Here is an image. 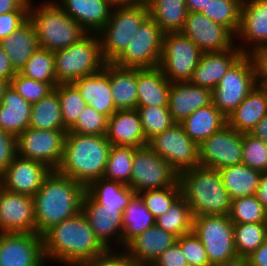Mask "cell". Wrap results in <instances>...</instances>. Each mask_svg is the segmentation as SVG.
<instances>
[{
	"label": "cell",
	"mask_w": 267,
	"mask_h": 266,
	"mask_svg": "<svg viewBox=\"0 0 267 266\" xmlns=\"http://www.w3.org/2000/svg\"><path fill=\"white\" fill-rule=\"evenodd\" d=\"M149 17L147 6L115 5L110 19L98 33L103 59L112 63L127 47Z\"/></svg>",
	"instance_id": "obj_7"
},
{
	"label": "cell",
	"mask_w": 267,
	"mask_h": 266,
	"mask_svg": "<svg viewBox=\"0 0 267 266\" xmlns=\"http://www.w3.org/2000/svg\"><path fill=\"white\" fill-rule=\"evenodd\" d=\"M198 148L201 166L219 170L226 166L242 164L243 133L226 124Z\"/></svg>",
	"instance_id": "obj_15"
},
{
	"label": "cell",
	"mask_w": 267,
	"mask_h": 266,
	"mask_svg": "<svg viewBox=\"0 0 267 266\" xmlns=\"http://www.w3.org/2000/svg\"><path fill=\"white\" fill-rule=\"evenodd\" d=\"M31 0H0V14L15 10H29Z\"/></svg>",
	"instance_id": "obj_57"
},
{
	"label": "cell",
	"mask_w": 267,
	"mask_h": 266,
	"mask_svg": "<svg viewBox=\"0 0 267 266\" xmlns=\"http://www.w3.org/2000/svg\"><path fill=\"white\" fill-rule=\"evenodd\" d=\"M31 110L32 104L9 85L0 104V129L17 137L28 128Z\"/></svg>",
	"instance_id": "obj_31"
},
{
	"label": "cell",
	"mask_w": 267,
	"mask_h": 266,
	"mask_svg": "<svg viewBox=\"0 0 267 266\" xmlns=\"http://www.w3.org/2000/svg\"><path fill=\"white\" fill-rule=\"evenodd\" d=\"M202 53L221 52L232 48L235 35L224 25L214 22L200 12H189L181 31Z\"/></svg>",
	"instance_id": "obj_17"
},
{
	"label": "cell",
	"mask_w": 267,
	"mask_h": 266,
	"mask_svg": "<svg viewBox=\"0 0 267 266\" xmlns=\"http://www.w3.org/2000/svg\"><path fill=\"white\" fill-rule=\"evenodd\" d=\"M258 84L250 54H242L212 90L213 104L227 117Z\"/></svg>",
	"instance_id": "obj_8"
},
{
	"label": "cell",
	"mask_w": 267,
	"mask_h": 266,
	"mask_svg": "<svg viewBox=\"0 0 267 266\" xmlns=\"http://www.w3.org/2000/svg\"><path fill=\"white\" fill-rule=\"evenodd\" d=\"M111 95L117 110L137 108V68L110 63Z\"/></svg>",
	"instance_id": "obj_33"
},
{
	"label": "cell",
	"mask_w": 267,
	"mask_h": 266,
	"mask_svg": "<svg viewBox=\"0 0 267 266\" xmlns=\"http://www.w3.org/2000/svg\"><path fill=\"white\" fill-rule=\"evenodd\" d=\"M250 266H267V239L248 256Z\"/></svg>",
	"instance_id": "obj_59"
},
{
	"label": "cell",
	"mask_w": 267,
	"mask_h": 266,
	"mask_svg": "<svg viewBox=\"0 0 267 266\" xmlns=\"http://www.w3.org/2000/svg\"><path fill=\"white\" fill-rule=\"evenodd\" d=\"M148 8L164 34L181 32L189 13L185 0H151Z\"/></svg>",
	"instance_id": "obj_36"
},
{
	"label": "cell",
	"mask_w": 267,
	"mask_h": 266,
	"mask_svg": "<svg viewBox=\"0 0 267 266\" xmlns=\"http://www.w3.org/2000/svg\"><path fill=\"white\" fill-rule=\"evenodd\" d=\"M250 134L263 140L267 144V115L256 124L250 131Z\"/></svg>",
	"instance_id": "obj_61"
},
{
	"label": "cell",
	"mask_w": 267,
	"mask_h": 266,
	"mask_svg": "<svg viewBox=\"0 0 267 266\" xmlns=\"http://www.w3.org/2000/svg\"><path fill=\"white\" fill-rule=\"evenodd\" d=\"M216 266H250L248 257L236 256Z\"/></svg>",
	"instance_id": "obj_63"
},
{
	"label": "cell",
	"mask_w": 267,
	"mask_h": 266,
	"mask_svg": "<svg viewBox=\"0 0 267 266\" xmlns=\"http://www.w3.org/2000/svg\"><path fill=\"white\" fill-rule=\"evenodd\" d=\"M164 33L149 16L139 27L124 51L112 62L122 68L159 67Z\"/></svg>",
	"instance_id": "obj_10"
},
{
	"label": "cell",
	"mask_w": 267,
	"mask_h": 266,
	"mask_svg": "<svg viewBox=\"0 0 267 266\" xmlns=\"http://www.w3.org/2000/svg\"><path fill=\"white\" fill-rule=\"evenodd\" d=\"M20 73L44 83H58L55 75V57L52 51L39 48L28 59Z\"/></svg>",
	"instance_id": "obj_43"
},
{
	"label": "cell",
	"mask_w": 267,
	"mask_h": 266,
	"mask_svg": "<svg viewBox=\"0 0 267 266\" xmlns=\"http://www.w3.org/2000/svg\"><path fill=\"white\" fill-rule=\"evenodd\" d=\"M209 0H185L188 12H201Z\"/></svg>",
	"instance_id": "obj_62"
},
{
	"label": "cell",
	"mask_w": 267,
	"mask_h": 266,
	"mask_svg": "<svg viewBox=\"0 0 267 266\" xmlns=\"http://www.w3.org/2000/svg\"><path fill=\"white\" fill-rule=\"evenodd\" d=\"M243 0H209L200 13L227 27L234 35L240 27Z\"/></svg>",
	"instance_id": "obj_41"
},
{
	"label": "cell",
	"mask_w": 267,
	"mask_h": 266,
	"mask_svg": "<svg viewBox=\"0 0 267 266\" xmlns=\"http://www.w3.org/2000/svg\"><path fill=\"white\" fill-rule=\"evenodd\" d=\"M10 82L0 78V104L2 103V98L5 90L9 87Z\"/></svg>",
	"instance_id": "obj_65"
},
{
	"label": "cell",
	"mask_w": 267,
	"mask_h": 266,
	"mask_svg": "<svg viewBox=\"0 0 267 266\" xmlns=\"http://www.w3.org/2000/svg\"><path fill=\"white\" fill-rule=\"evenodd\" d=\"M250 56L254 62L258 83L267 87V44L257 47Z\"/></svg>",
	"instance_id": "obj_56"
},
{
	"label": "cell",
	"mask_w": 267,
	"mask_h": 266,
	"mask_svg": "<svg viewBox=\"0 0 267 266\" xmlns=\"http://www.w3.org/2000/svg\"><path fill=\"white\" fill-rule=\"evenodd\" d=\"M59 83H44L17 72L10 86L30 104H35L51 93Z\"/></svg>",
	"instance_id": "obj_48"
},
{
	"label": "cell",
	"mask_w": 267,
	"mask_h": 266,
	"mask_svg": "<svg viewBox=\"0 0 267 266\" xmlns=\"http://www.w3.org/2000/svg\"><path fill=\"white\" fill-rule=\"evenodd\" d=\"M45 260L75 266L107 249L96 238L82 211L51 227L42 235Z\"/></svg>",
	"instance_id": "obj_1"
},
{
	"label": "cell",
	"mask_w": 267,
	"mask_h": 266,
	"mask_svg": "<svg viewBox=\"0 0 267 266\" xmlns=\"http://www.w3.org/2000/svg\"><path fill=\"white\" fill-rule=\"evenodd\" d=\"M0 232L36 233L33 197L0 188Z\"/></svg>",
	"instance_id": "obj_18"
},
{
	"label": "cell",
	"mask_w": 267,
	"mask_h": 266,
	"mask_svg": "<svg viewBox=\"0 0 267 266\" xmlns=\"http://www.w3.org/2000/svg\"><path fill=\"white\" fill-rule=\"evenodd\" d=\"M151 0H112L114 5L147 6Z\"/></svg>",
	"instance_id": "obj_64"
},
{
	"label": "cell",
	"mask_w": 267,
	"mask_h": 266,
	"mask_svg": "<svg viewBox=\"0 0 267 266\" xmlns=\"http://www.w3.org/2000/svg\"><path fill=\"white\" fill-rule=\"evenodd\" d=\"M176 242L180 245L189 266H211L206 249L193 231L178 237Z\"/></svg>",
	"instance_id": "obj_51"
},
{
	"label": "cell",
	"mask_w": 267,
	"mask_h": 266,
	"mask_svg": "<svg viewBox=\"0 0 267 266\" xmlns=\"http://www.w3.org/2000/svg\"><path fill=\"white\" fill-rule=\"evenodd\" d=\"M42 236L0 232V266H45Z\"/></svg>",
	"instance_id": "obj_16"
},
{
	"label": "cell",
	"mask_w": 267,
	"mask_h": 266,
	"mask_svg": "<svg viewBox=\"0 0 267 266\" xmlns=\"http://www.w3.org/2000/svg\"><path fill=\"white\" fill-rule=\"evenodd\" d=\"M136 109L147 141L174 124L168 106H137Z\"/></svg>",
	"instance_id": "obj_46"
},
{
	"label": "cell",
	"mask_w": 267,
	"mask_h": 266,
	"mask_svg": "<svg viewBox=\"0 0 267 266\" xmlns=\"http://www.w3.org/2000/svg\"><path fill=\"white\" fill-rule=\"evenodd\" d=\"M213 103L212 90L190 82L171 83L169 112L174 123H181L197 109Z\"/></svg>",
	"instance_id": "obj_24"
},
{
	"label": "cell",
	"mask_w": 267,
	"mask_h": 266,
	"mask_svg": "<svg viewBox=\"0 0 267 266\" xmlns=\"http://www.w3.org/2000/svg\"><path fill=\"white\" fill-rule=\"evenodd\" d=\"M135 148L112 145L103 177L129 186Z\"/></svg>",
	"instance_id": "obj_40"
},
{
	"label": "cell",
	"mask_w": 267,
	"mask_h": 266,
	"mask_svg": "<svg viewBox=\"0 0 267 266\" xmlns=\"http://www.w3.org/2000/svg\"><path fill=\"white\" fill-rule=\"evenodd\" d=\"M33 2L30 1L29 20L35 27L40 48L55 52L73 45L87 34L54 0L40 3L39 7Z\"/></svg>",
	"instance_id": "obj_5"
},
{
	"label": "cell",
	"mask_w": 267,
	"mask_h": 266,
	"mask_svg": "<svg viewBox=\"0 0 267 266\" xmlns=\"http://www.w3.org/2000/svg\"><path fill=\"white\" fill-rule=\"evenodd\" d=\"M106 138L112 145L135 149L148 145L137 109L114 112L108 118Z\"/></svg>",
	"instance_id": "obj_26"
},
{
	"label": "cell",
	"mask_w": 267,
	"mask_h": 266,
	"mask_svg": "<svg viewBox=\"0 0 267 266\" xmlns=\"http://www.w3.org/2000/svg\"><path fill=\"white\" fill-rule=\"evenodd\" d=\"M266 239V223L234 224V245L237 256L248 257Z\"/></svg>",
	"instance_id": "obj_42"
},
{
	"label": "cell",
	"mask_w": 267,
	"mask_h": 266,
	"mask_svg": "<svg viewBox=\"0 0 267 266\" xmlns=\"http://www.w3.org/2000/svg\"><path fill=\"white\" fill-rule=\"evenodd\" d=\"M50 172L45 164L17 155L0 174V184L7 191L33 197Z\"/></svg>",
	"instance_id": "obj_19"
},
{
	"label": "cell",
	"mask_w": 267,
	"mask_h": 266,
	"mask_svg": "<svg viewBox=\"0 0 267 266\" xmlns=\"http://www.w3.org/2000/svg\"><path fill=\"white\" fill-rule=\"evenodd\" d=\"M122 250L138 235L155 224V218L146 208L139 193H135L123 211Z\"/></svg>",
	"instance_id": "obj_37"
},
{
	"label": "cell",
	"mask_w": 267,
	"mask_h": 266,
	"mask_svg": "<svg viewBox=\"0 0 267 266\" xmlns=\"http://www.w3.org/2000/svg\"><path fill=\"white\" fill-rule=\"evenodd\" d=\"M16 73L11 65L9 56L0 47V78L10 82Z\"/></svg>",
	"instance_id": "obj_58"
},
{
	"label": "cell",
	"mask_w": 267,
	"mask_h": 266,
	"mask_svg": "<svg viewBox=\"0 0 267 266\" xmlns=\"http://www.w3.org/2000/svg\"><path fill=\"white\" fill-rule=\"evenodd\" d=\"M218 171L231 199L256 194L262 172L243 163L226 166Z\"/></svg>",
	"instance_id": "obj_34"
},
{
	"label": "cell",
	"mask_w": 267,
	"mask_h": 266,
	"mask_svg": "<svg viewBox=\"0 0 267 266\" xmlns=\"http://www.w3.org/2000/svg\"><path fill=\"white\" fill-rule=\"evenodd\" d=\"M107 124V116L87 105L68 131L82 135H106Z\"/></svg>",
	"instance_id": "obj_50"
},
{
	"label": "cell",
	"mask_w": 267,
	"mask_h": 266,
	"mask_svg": "<svg viewBox=\"0 0 267 266\" xmlns=\"http://www.w3.org/2000/svg\"><path fill=\"white\" fill-rule=\"evenodd\" d=\"M139 194L146 208L157 219L167 212L174 201L181 195V187L177 180L172 186L162 189L145 190Z\"/></svg>",
	"instance_id": "obj_47"
},
{
	"label": "cell",
	"mask_w": 267,
	"mask_h": 266,
	"mask_svg": "<svg viewBox=\"0 0 267 266\" xmlns=\"http://www.w3.org/2000/svg\"><path fill=\"white\" fill-rule=\"evenodd\" d=\"M67 131L28 127L16 137L17 155L57 170L62 161Z\"/></svg>",
	"instance_id": "obj_13"
},
{
	"label": "cell",
	"mask_w": 267,
	"mask_h": 266,
	"mask_svg": "<svg viewBox=\"0 0 267 266\" xmlns=\"http://www.w3.org/2000/svg\"><path fill=\"white\" fill-rule=\"evenodd\" d=\"M17 156L16 137L0 129V174Z\"/></svg>",
	"instance_id": "obj_54"
},
{
	"label": "cell",
	"mask_w": 267,
	"mask_h": 266,
	"mask_svg": "<svg viewBox=\"0 0 267 266\" xmlns=\"http://www.w3.org/2000/svg\"><path fill=\"white\" fill-rule=\"evenodd\" d=\"M235 40L242 41L236 46L243 54H250L267 44V0L242 1L240 27Z\"/></svg>",
	"instance_id": "obj_21"
},
{
	"label": "cell",
	"mask_w": 267,
	"mask_h": 266,
	"mask_svg": "<svg viewBox=\"0 0 267 266\" xmlns=\"http://www.w3.org/2000/svg\"><path fill=\"white\" fill-rule=\"evenodd\" d=\"M28 127L46 130H67L63 124L60 99L55 89L40 101L32 104Z\"/></svg>",
	"instance_id": "obj_38"
},
{
	"label": "cell",
	"mask_w": 267,
	"mask_h": 266,
	"mask_svg": "<svg viewBox=\"0 0 267 266\" xmlns=\"http://www.w3.org/2000/svg\"><path fill=\"white\" fill-rule=\"evenodd\" d=\"M242 163L260 172H267V144L251 135L243 133Z\"/></svg>",
	"instance_id": "obj_49"
},
{
	"label": "cell",
	"mask_w": 267,
	"mask_h": 266,
	"mask_svg": "<svg viewBox=\"0 0 267 266\" xmlns=\"http://www.w3.org/2000/svg\"><path fill=\"white\" fill-rule=\"evenodd\" d=\"M114 249H107L103 254L75 266H135L124 250L118 252L116 247Z\"/></svg>",
	"instance_id": "obj_52"
},
{
	"label": "cell",
	"mask_w": 267,
	"mask_h": 266,
	"mask_svg": "<svg viewBox=\"0 0 267 266\" xmlns=\"http://www.w3.org/2000/svg\"><path fill=\"white\" fill-rule=\"evenodd\" d=\"M112 144L106 135H82L67 131L62 161L57 171L85 187L103 177Z\"/></svg>",
	"instance_id": "obj_3"
},
{
	"label": "cell",
	"mask_w": 267,
	"mask_h": 266,
	"mask_svg": "<svg viewBox=\"0 0 267 266\" xmlns=\"http://www.w3.org/2000/svg\"><path fill=\"white\" fill-rule=\"evenodd\" d=\"M29 19V10L0 14V40L8 37Z\"/></svg>",
	"instance_id": "obj_53"
},
{
	"label": "cell",
	"mask_w": 267,
	"mask_h": 266,
	"mask_svg": "<svg viewBox=\"0 0 267 266\" xmlns=\"http://www.w3.org/2000/svg\"><path fill=\"white\" fill-rule=\"evenodd\" d=\"M148 146L178 175L200 165L199 146L185 133L179 123H174L163 133L151 138Z\"/></svg>",
	"instance_id": "obj_12"
},
{
	"label": "cell",
	"mask_w": 267,
	"mask_h": 266,
	"mask_svg": "<svg viewBox=\"0 0 267 266\" xmlns=\"http://www.w3.org/2000/svg\"><path fill=\"white\" fill-rule=\"evenodd\" d=\"M180 124L185 133L199 146L227 124V117L212 103L197 109Z\"/></svg>",
	"instance_id": "obj_32"
},
{
	"label": "cell",
	"mask_w": 267,
	"mask_h": 266,
	"mask_svg": "<svg viewBox=\"0 0 267 266\" xmlns=\"http://www.w3.org/2000/svg\"><path fill=\"white\" fill-rule=\"evenodd\" d=\"M0 47L9 56L14 70L20 72L31 55L40 48L33 23L28 19L8 37L0 40Z\"/></svg>",
	"instance_id": "obj_30"
},
{
	"label": "cell",
	"mask_w": 267,
	"mask_h": 266,
	"mask_svg": "<svg viewBox=\"0 0 267 266\" xmlns=\"http://www.w3.org/2000/svg\"><path fill=\"white\" fill-rule=\"evenodd\" d=\"M267 210L255 195L231 199L229 218L233 224L266 223Z\"/></svg>",
	"instance_id": "obj_45"
},
{
	"label": "cell",
	"mask_w": 267,
	"mask_h": 266,
	"mask_svg": "<svg viewBox=\"0 0 267 266\" xmlns=\"http://www.w3.org/2000/svg\"><path fill=\"white\" fill-rule=\"evenodd\" d=\"M72 84L78 89L87 105L97 112L109 118L117 111L111 95L110 63H106L99 72L83 76Z\"/></svg>",
	"instance_id": "obj_25"
},
{
	"label": "cell",
	"mask_w": 267,
	"mask_h": 266,
	"mask_svg": "<svg viewBox=\"0 0 267 266\" xmlns=\"http://www.w3.org/2000/svg\"><path fill=\"white\" fill-rule=\"evenodd\" d=\"M193 214L185 198L180 195L155 224L177 238L193 231Z\"/></svg>",
	"instance_id": "obj_39"
},
{
	"label": "cell",
	"mask_w": 267,
	"mask_h": 266,
	"mask_svg": "<svg viewBox=\"0 0 267 266\" xmlns=\"http://www.w3.org/2000/svg\"><path fill=\"white\" fill-rule=\"evenodd\" d=\"M151 266H189L180 245L175 242L168 247Z\"/></svg>",
	"instance_id": "obj_55"
},
{
	"label": "cell",
	"mask_w": 267,
	"mask_h": 266,
	"mask_svg": "<svg viewBox=\"0 0 267 266\" xmlns=\"http://www.w3.org/2000/svg\"><path fill=\"white\" fill-rule=\"evenodd\" d=\"M267 115V87L258 84L227 116V124L239 133H250Z\"/></svg>",
	"instance_id": "obj_28"
},
{
	"label": "cell",
	"mask_w": 267,
	"mask_h": 266,
	"mask_svg": "<svg viewBox=\"0 0 267 266\" xmlns=\"http://www.w3.org/2000/svg\"><path fill=\"white\" fill-rule=\"evenodd\" d=\"M53 53L58 83H72L83 76L97 73L107 63L102 56L98 34H86L73 45Z\"/></svg>",
	"instance_id": "obj_6"
},
{
	"label": "cell",
	"mask_w": 267,
	"mask_h": 266,
	"mask_svg": "<svg viewBox=\"0 0 267 266\" xmlns=\"http://www.w3.org/2000/svg\"><path fill=\"white\" fill-rule=\"evenodd\" d=\"M85 192L103 208L124 211L135 192L127 185L104 177L91 181Z\"/></svg>",
	"instance_id": "obj_35"
},
{
	"label": "cell",
	"mask_w": 267,
	"mask_h": 266,
	"mask_svg": "<svg viewBox=\"0 0 267 266\" xmlns=\"http://www.w3.org/2000/svg\"><path fill=\"white\" fill-rule=\"evenodd\" d=\"M177 180L178 174L148 145L135 149L129 182L135 193L169 187Z\"/></svg>",
	"instance_id": "obj_14"
},
{
	"label": "cell",
	"mask_w": 267,
	"mask_h": 266,
	"mask_svg": "<svg viewBox=\"0 0 267 266\" xmlns=\"http://www.w3.org/2000/svg\"><path fill=\"white\" fill-rule=\"evenodd\" d=\"M255 196L267 210V172L261 173L258 190L256 191Z\"/></svg>",
	"instance_id": "obj_60"
},
{
	"label": "cell",
	"mask_w": 267,
	"mask_h": 266,
	"mask_svg": "<svg viewBox=\"0 0 267 266\" xmlns=\"http://www.w3.org/2000/svg\"><path fill=\"white\" fill-rule=\"evenodd\" d=\"M54 89L60 99L64 127L69 130L77 122L87 103L72 83H59Z\"/></svg>",
	"instance_id": "obj_44"
},
{
	"label": "cell",
	"mask_w": 267,
	"mask_h": 266,
	"mask_svg": "<svg viewBox=\"0 0 267 266\" xmlns=\"http://www.w3.org/2000/svg\"><path fill=\"white\" fill-rule=\"evenodd\" d=\"M170 87L159 67L137 68V106H168Z\"/></svg>",
	"instance_id": "obj_29"
},
{
	"label": "cell",
	"mask_w": 267,
	"mask_h": 266,
	"mask_svg": "<svg viewBox=\"0 0 267 266\" xmlns=\"http://www.w3.org/2000/svg\"><path fill=\"white\" fill-rule=\"evenodd\" d=\"M81 211L88 219L96 238L106 249H113V242L122 250V210L103 208L85 192Z\"/></svg>",
	"instance_id": "obj_20"
},
{
	"label": "cell",
	"mask_w": 267,
	"mask_h": 266,
	"mask_svg": "<svg viewBox=\"0 0 267 266\" xmlns=\"http://www.w3.org/2000/svg\"><path fill=\"white\" fill-rule=\"evenodd\" d=\"M201 54L197 45L181 32L165 33L159 68L170 83L189 82Z\"/></svg>",
	"instance_id": "obj_11"
},
{
	"label": "cell",
	"mask_w": 267,
	"mask_h": 266,
	"mask_svg": "<svg viewBox=\"0 0 267 266\" xmlns=\"http://www.w3.org/2000/svg\"><path fill=\"white\" fill-rule=\"evenodd\" d=\"M84 194L83 184L51 170L33 196L36 233L42 236L51 227L80 213Z\"/></svg>",
	"instance_id": "obj_2"
},
{
	"label": "cell",
	"mask_w": 267,
	"mask_h": 266,
	"mask_svg": "<svg viewBox=\"0 0 267 266\" xmlns=\"http://www.w3.org/2000/svg\"><path fill=\"white\" fill-rule=\"evenodd\" d=\"M178 181L194 217L229 214L231 198L217 169L199 165L180 173Z\"/></svg>",
	"instance_id": "obj_4"
},
{
	"label": "cell",
	"mask_w": 267,
	"mask_h": 266,
	"mask_svg": "<svg viewBox=\"0 0 267 266\" xmlns=\"http://www.w3.org/2000/svg\"><path fill=\"white\" fill-rule=\"evenodd\" d=\"M242 54L236 44L225 51L202 53L189 82L213 90Z\"/></svg>",
	"instance_id": "obj_27"
},
{
	"label": "cell",
	"mask_w": 267,
	"mask_h": 266,
	"mask_svg": "<svg viewBox=\"0 0 267 266\" xmlns=\"http://www.w3.org/2000/svg\"><path fill=\"white\" fill-rule=\"evenodd\" d=\"M87 34H98L110 19L112 0H54Z\"/></svg>",
	"instance_id": "obj_22"
},
{
	"label": "cell",
	"mask_w": 267,
	"mask_h": 266,
	"mask_svg": "<svg viewBox=\"0 0 267 266\" xmlns=\"http://www.w3.org/2000/svg\"><path fill=\"white\" fill-rule=\"evenodd\" d=\"M176 241L174 234L154 224L131 240L123 250L135 266H151Z\"/></svg>",
	"instance_id": "obj_23"
},
{
	"label": "cell",
	"mask_w": 267,
	"mask_h": 266,
	"mask_svg": "<svg viewBox=\"0 0 267 266\" xmlns=\"http://www.w3.org/2000/svg\"><path fill=\"white\" fill-rule=\"evenodd\" d=\"M193 232L206 249L211 266L237 256L234 245V224L228 215L195 216Z\"/></svg>",
	"instance_id": "obj_9"
}]
</instances>
